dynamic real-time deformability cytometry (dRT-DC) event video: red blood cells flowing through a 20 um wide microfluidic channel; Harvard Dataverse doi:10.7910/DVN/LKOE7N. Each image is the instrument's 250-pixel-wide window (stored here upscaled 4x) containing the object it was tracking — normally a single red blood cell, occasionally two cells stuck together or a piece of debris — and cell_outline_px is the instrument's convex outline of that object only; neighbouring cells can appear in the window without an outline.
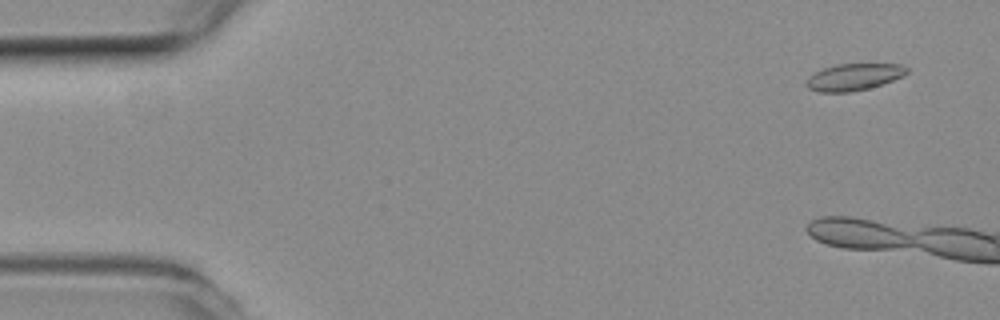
{"species": "common noctule bat (a hibernating species)", "species_latin": "Nyctalus noctula", "temperature_condition": "room temperature", "stored_images_in_passage": 3, "camera_frame_rate_fps": 3000, "um_per_image_px": 0.085, "animal": {"sex": "female", "body_mass_g": 19.3, "forearm_length_mm": 54.1}, "frame": {"image": 1, "passage_image": 1, "time_ms": 0.0, "image_size_px": [1000, 320], "cell_outline_px": [[908, 72], [904, 76], [868, 88], [848, 92], [820, 92], [808, 88], [804, 84], [808, 76], [824, 68], [836, 64], [900, 64], [908, 68]], "centroid_in_image_um": [72.55, 6.54], "position_along_channel_um": 12.4, "area_um2": 15.61}}